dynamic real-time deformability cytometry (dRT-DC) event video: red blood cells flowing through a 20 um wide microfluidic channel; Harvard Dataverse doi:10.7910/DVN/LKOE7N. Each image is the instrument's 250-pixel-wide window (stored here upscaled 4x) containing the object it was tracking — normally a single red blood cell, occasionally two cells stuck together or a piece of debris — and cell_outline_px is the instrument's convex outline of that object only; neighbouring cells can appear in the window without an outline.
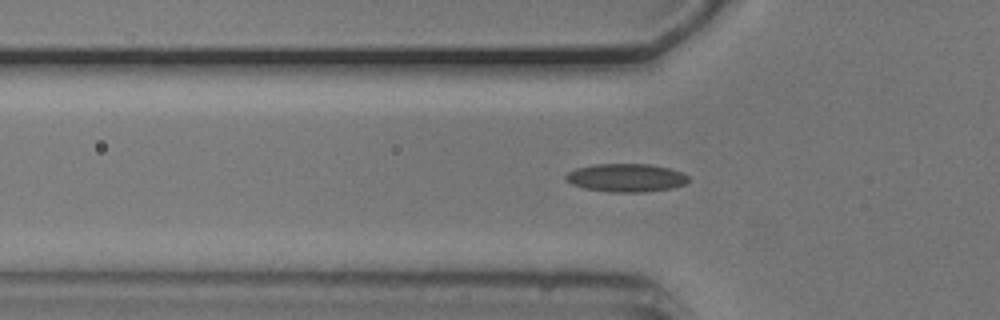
{"species": "common noctule bat (a hibernating species)", "species_latin": "Nyctalus noctula", "temperature_condition": "cold", "stored_images_in_passage": 47, "camera_frame_rate_fps": 3000, "um_per_image_px": 0.085, "animal": {"sex": "male", "body_mass_g": 20.5, "forearm_length_mm": 52.5}, "frame": {"image": 1, "passage_image": 17, "time_ms": 5.333, "image_size_px": [1000, 320], "cell_outline_px": [[688, 180], [684, 184], [672, 188], [644, 192], [612, 192], [584, 188], [572, 184], [564, 180], [564, 176], [568, 172], [576, 168], [592, 164], [648, 164], [668, 168], [680, 172], [688, 176]], "centroid_in_image_um": [53.17, 15.11], "position_along_channel_um": 72.6, "area_um2": 20.11}}
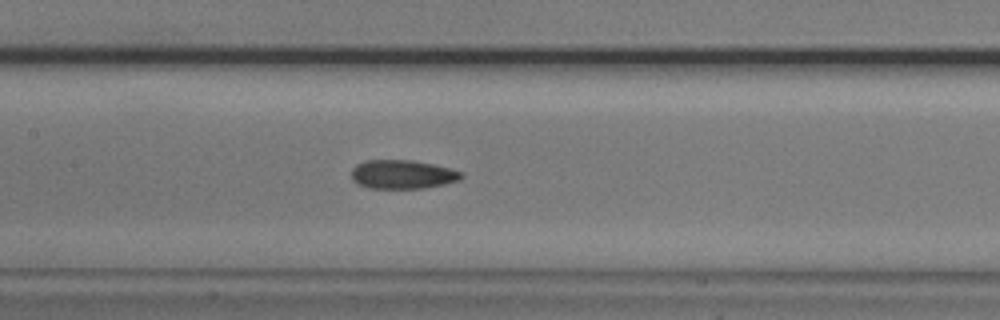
{"frame": {"image": 2, "passage_image": 25, "time_ms": 8.0, "image_size_px": [1000, 320], "cell_outline_px": [[464, 176], [460, 180], [444, 184], [424, 188], [368, 188], [352, 180], [352, 168], [356, 164], [364, 160], [412, 160], [432, 164], [464, 172]], "centroid_in_image_um": [34.22, 14.82], "position_along_channel_um": 173.2, "area_um2": 18.5}}
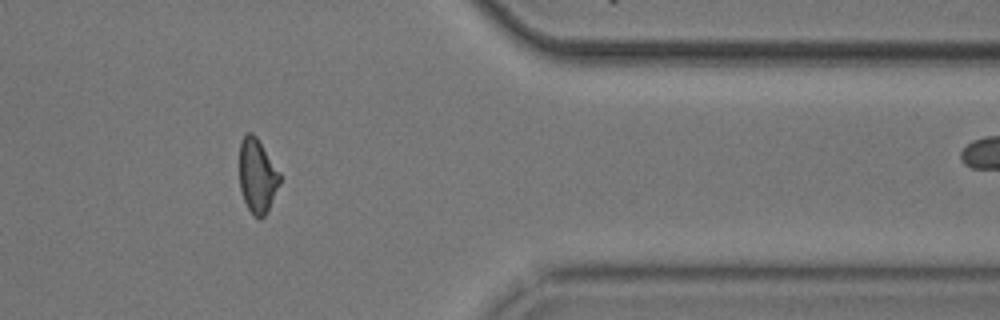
{"frame": {"image": 3, "passage_image": 44, "time_ms": 14.333, "image_size_px": [1000, 320], "cell_outline_px": [[280, 184], [264, 216], [260, 220], [252, 216], [244, 200], [240, 188], [240, 140], [248, 132], [252, 132], [256, 136], [280, 172]], "centroid_in_image_um": [21.86, 14.95], "position_along_channel_um": 389.5, "area_um2": 17.4}}